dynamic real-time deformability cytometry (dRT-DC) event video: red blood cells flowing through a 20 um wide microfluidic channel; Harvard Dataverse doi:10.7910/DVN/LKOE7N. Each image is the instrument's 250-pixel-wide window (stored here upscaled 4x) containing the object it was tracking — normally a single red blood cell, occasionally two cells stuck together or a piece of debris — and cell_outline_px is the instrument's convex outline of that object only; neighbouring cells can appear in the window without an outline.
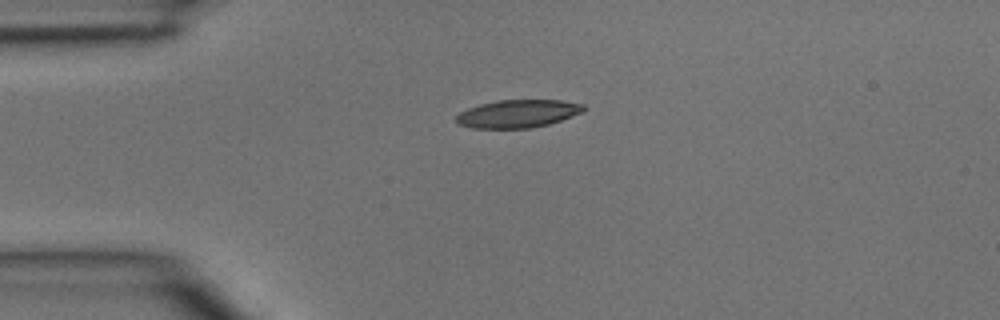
{"species": "common noctule bat (a hibernating species)", "species_latin": "Nyctalus noctula", "temperature_condition": "room temperature", "stored_images_in_passage": 1, "camera_frame_rate_fps": 3000, "um_per_image_px": 0.085, "animal": {"sex": "male", "body_mass_g": 15.6}, "frame": {"image": 1, "passage_image": 1, "time_ms": 0.0, "image_size_px": [1000, 320], "cell_outline_px": [[584, 112], [548, 124], [528, 128], [472, 128], [460, 124], [456, 120], [456, 116], [460, 112], [468, 108], [480, 104], [496, 100], [560, 100], [584, 104]], "centroid_in_image_um": [44.02, 9.65], "position_along_channel_um": 41.0, "area_um2": 20.58}}